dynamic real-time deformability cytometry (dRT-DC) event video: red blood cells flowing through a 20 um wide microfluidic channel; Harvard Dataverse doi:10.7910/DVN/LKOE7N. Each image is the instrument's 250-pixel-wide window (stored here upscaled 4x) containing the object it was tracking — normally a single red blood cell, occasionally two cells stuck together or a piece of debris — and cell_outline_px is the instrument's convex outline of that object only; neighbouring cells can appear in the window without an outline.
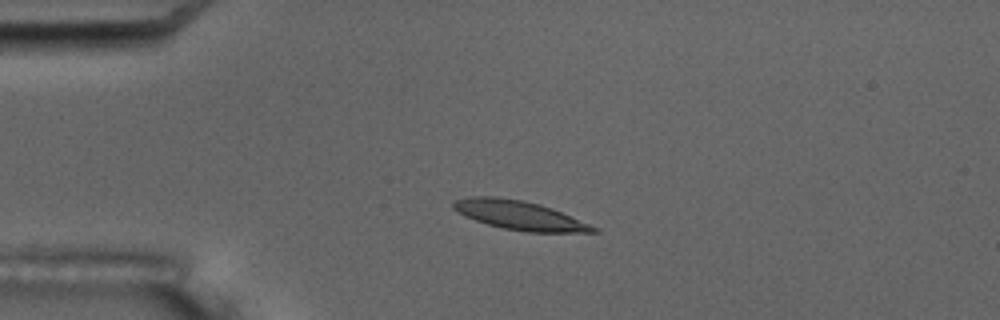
{"species": "common noctule bat (a hibernating species)", "species_latin": "Nyctalus noctula", "temperature_condition": "room temperature", "stored_images_in_passage": 3, "camera_frame_rate_fps": 3000, "um_per_image_px": 0.085, "animal": {"sex": "male", "body_mass_g": 17.5, "forearm_length_mm": 52.3}, "frame": {"image": 1, "passage_image": 2, "time_ms": 2.0, "image_size_px": [1000, 320], "cell_outline_px": [[600, 232], [524, 232], [504, 228], [488, 224], [464, 216], [452, 208], [452, 204], [456, 200], [468, 196], [496, 196], [524, 200], [540, 204], [552, 208], [600, 228]], "centroid_in_image_um": [44.17, 18.29], "position_along_channel_um": 40.8, "area_um2": 23.76}}